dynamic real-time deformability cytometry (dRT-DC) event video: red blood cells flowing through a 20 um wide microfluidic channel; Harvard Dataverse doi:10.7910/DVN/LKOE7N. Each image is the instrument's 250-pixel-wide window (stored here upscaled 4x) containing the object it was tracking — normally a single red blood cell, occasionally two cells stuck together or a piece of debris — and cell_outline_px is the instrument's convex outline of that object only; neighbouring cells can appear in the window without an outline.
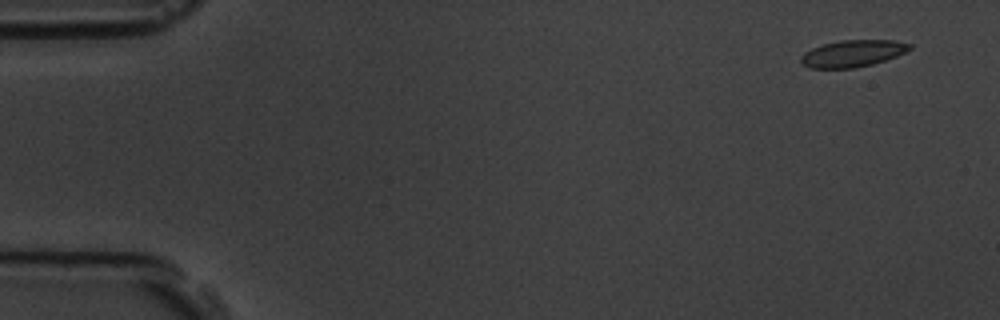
{"species": "common noctule bat (a hibernating species)", "species_latin": "Nyctalus noctula", "temperature_condition": "room temperature", "stored_images_in_passage": 4, "camera_frame_rate_fps": 3000, "um_per_image_px": 0.085, "animal": {"sex": "male", "body_mass_g": 19.5, "forearm_length_mm": 54.6}, "frame": {"image": 1, "passage_image": 1, "time_ms": 0.0, "image_size_px": [1000, 320], "cell_outline_px": [[912, 48], [896, 56], [872, 64], [856, 68], [808, 68], [800, 60], [800, 56], [804, 52], [812, 48], [824, 44], [840, 40], [896, 40], [912, 44]], "centroid_in_image_um": [72.47, 4.54], "position_along_channel_um": 12.5, "area_um2": 16.99}}
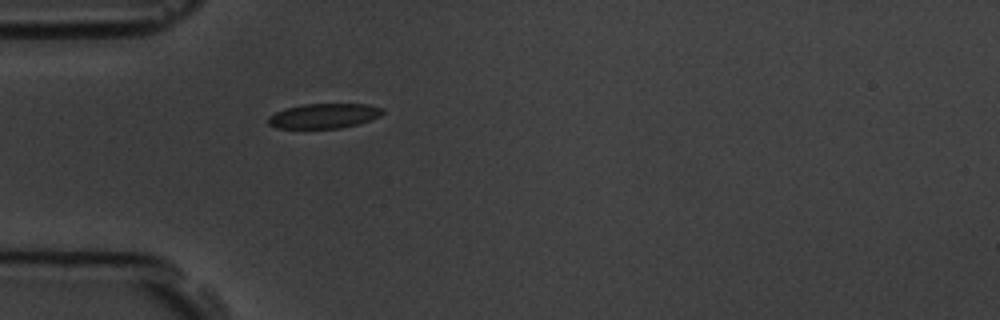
{"frame": {"image": 2, "passage_image": 4, "time_ms": 4.333, "image_size_px": [1000, 320], "cell_outline_px": [[384, 112], [380, 116], [356, 124], [340, 128], [276, 128], [268, 124], [268, 116], [276, 112], [288, 108], [304, 104], [368, 104], [384, 108]], "centroid_in_image_um": [27.54, 9.85], "position_along_channel_um": 57.5, "area_um2": 16.42}}